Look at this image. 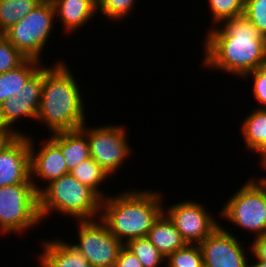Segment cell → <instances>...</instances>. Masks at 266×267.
Returning <instances> with one entry per match:
<instances>
[{"label":"cell","mask_w":266,"mask_h":267,"mask_svg":"<svg viewBox=\"0 0 266 267\" xmlns=\"http://www.w3.org/2000/svg\"><path fill=\"white\" fill-rule=\"evenodd\" d=\"M202 66L243 78L266 58V38L244 16L222 21L207 29Z\"/></svg>","instance_id":"obj_1"},{"label":"cell","mask_w":266,"mask_h":267,"mask_svg":"<svg viewBox=\"0 0 266 267\" xmlns=\"http://www.w3.org/2000/svg\"><path fill=\"white\" fill-rule=\"evenodd\" d=\"M69 66L62 59L44 66L42 98L36 121L48 126L51 134L80 129L88 120L81 86Z\"/></svg>","instance_id":"obj_2"},{"label":"cell","mask_w":266,"mask_h":267,"mask_svg":"<svg viewBox=\"0 0 266 267\" xmlns=\"http://www.w3.org/2000/svg\"><path fill=\"white\" fill-rule=\"evenodd\" d=\"M121 192L102 200L100 219L125 245L131 239L147 236L163 212L165 196L152 189L131 188Z\"/></svg>","instance_id":"obj_3"},{"label":"cell","mask_w":266,"mask_h":267,"mask_svg":"<svg viewBox=\"0 0 266 267\" xmlns=\"http://www.w3.org/2000/svg\"><path fill=\"white\" fill-rule=\"evenodd\" d=\"M38 195L42 222L54 211L59 212L60 217L73 218V221L100 218L102 199L70 173L42 186Z\"/></svg>","instance_id":"obj_4"},{"label":"cell","mask_w":266,"mask_h":267,"mask_svg":"<svg viewBox=\"0 0 266 267\" xmlns=\"http://www.w3.org/2000/svg\"><path fill=\"white\" fill-rule=\"evenodd\" d=\"M219 218L257 237L266 233V181L250 177L220 209ZM250 231V232H249Z\"/></svg>","instance_id":"obj_5"},{"label":"cell","mask_w":266,"mask_h":267,"mask_svg":"<svg viewBox=\"0 0 266 267\" xmlns=\"http://www.w3.org/2000/svg\"><path fill=\"white\" fill-rule=\"evenodd\" d=\"M38 223L39 195L33 183L0 187V235L25 234Z\"/></svg>","instance_id":"obj_6"},{"label":"cell","mask_w":266,"mask_h":267,"mask_svg":"<svg viewBox=\"0 0 266 267\" xmlns=\"http://www.w3.org/2000/svg\"><path fill=\"white\" fill-rule=\"evenodd\" d=\"M55 20L52 1L44 0L3 35L25 57L43 62L41 54L53 32L52 29L56 28Z\"/></svg>","instance_id":"obj_7"},{"label":"cell","mask_w":266,"mask_h":267,"mask_svg":"<svg viewBox=\"0 0 266 267\" xmlns=\"http://www.w3.org/2000/svg\"><path fill=\"white\" fill-rule=\"evenodd\" d=\"M91 126L85 122L80 128L87 135L91 158L110 176H115L133 152L127 128L119 124Z\"/></svg>","instance_id":"obj_8"},{"label":"cell","mask_w":266,"mask_h":267,"mask_svg":"<svg viewBox=\"0 0 266 267\" xmlns=\"http://www.w3.org/2000/svg\"><path fill=\"white\" fill-rule=\"evenodd\" d=\"M77 242L72 245L93 267H113L124 246L100 219L76 221Z\"/></svg>","instance_id":"obj_9"},{"label":"cell","mask_w":266,"mask_h":267,"mask_svg":"<svg viewBox=\"0 0 266 267\" xmlns=\"http://www.w3.org/2000/svg\"><path fill=\"white\" fill-rule=\"evenodd\" d=\"M180 201L168 207L165 205L163 211L187 244H199L220 225L218 217L208 212L204 203L191 199Z\"/></svg>","instance_id":"obj_10"},{"label":"cell","mask_w":266,"mask_h":267,"mask_svg":"<svg viewBox=\"0 0 266 267\" xmlns=\"http://www.w3.org/2000/svg\"><path fill=\"white\" fill-rule=\"evenodd\" d=\"M43 84L44 65L29 78L20 92L2 103L0 106V129L9 130L16 135H27L24 131L15 129L14 125L24 118L36 120L42 98Z\"/></svg>","instance_id":"obj_11"},{"label":"cell","mask_w":266,"mask_h":267,"mask_svg":"<svg viewBox=\"0 0 266 267\" xmlns=\"http://www.w3.org/2000/svg\"><path fill=\"white\" fill-rule=\"evenodd\" d=\"M243 243L220 224L198 244L204 267H248L250 254L246 253Z\"/></svg>","instance_id":"obj_12"},{"label":"cell","mask_w":266,"mask_h":267,"mask_svg":"<svg viewBox=\"0 0 266 267\" xmlns=\"http://www.w3.org/2000/svg\"><path fill=\"white\" fill-rule=\"evenodd\" d=\"M46 139L43 140V144L40 143L41 146L37 150L34 137L29 135L30 178L38 193L42 190L38 184L39 181L43 184L46 182V186L51 181L69 173L60 148L50 138Z\"/></svg>","instance_id":"obj_13"},{"label":"cell","mask_w":266,"mask_h":267,"mask_svg":"<svg viewBox=\"0 0 266 267\" xmlns=\"http://www.w3.org/2000/svg\"><path fill=\"white\" fill-rule=\"evenodd\" d=\"M32 183L29 135H15L0 151V187Z\"/></svg>","instance_id":"obj_14"},{"label":"cell","mask_w":266,"mask_h":267,"mask_svg":"<svg viewBox=\"0 0 266 267\" xmlns=\"http://www.w3.org/2000/svg\"><path fill=\"white\" fill-rule=\"evenodd\" d=\"M42 241V253H37L38 267H93L70 241L61 238Z\"/></svg>","instance_id":"obj_15"},{"label":"cell","mask_w":266,"mask_h":267,"mask_svg":"<svg viewBox=\"0 0 266 267\" xmlns=\"http://www.w3.org/2000/svg\"><path fill=\"white\" fill-rule=\"evenodd\" d=\"M56 22L60 21L64 32L70 35L80 27L92 22L97 14L96 0H51ZM58 20V21H57Z\"/></svg>","instance_id":"obj_16"},{"label":"cell","mask_w":266,"mask_h":267,"mask_svg":"<svg viewBox=\"0 0 266 267\" xmlns=\"http://www.w3.org/2000/svg\"><path fill=\"white\" fill-rule=\"evenodd\" d=\"M49 138L60 148L68 171L91 157L87 135L81 129L53 133Z\"/></svg>","instance_id":"obj_17"},{"label":"cell","mask_w":266,"mask_h":267,"mask_svg":"<svg viewBox=\"0 0 266 267\" xmlns=\"http://www.w3.org/2000/svg\"><path fill=\"white\" fill-rule=\"evenodd\" d=\"M241 132L245 141V149L259 154L261 163L266 158V110L255 108L244 117Z\"/></svg>","instance_id":"obj_18"},{"label":"cell","mask_w":266,"mask_h":267,"mask_svg":"<svg viewBox=\"0 0 266 267\" xmlns=\"http://www.w3.org/2000/svg\"><path fill=\"white\" fill-rule=\"evenodd\" d=\"M146 237L166 258L187 244L164 211L154 221Z\"/></svg>","instance_id":"obj_19"},{"label":"cell","mask_w":266,"mask_h":267,"mask_svg":"<svg viewBox=\"0 0 266 267\" xmlns=\"http://www.w3.org/2000/svg\"><path fill=\"white\" fill-rule=\"evenodd\" d=\"M41 63L40 60L27 58L17 68L0 74V106L23 89L29 78L43 65Z\"/></svg>","instance_id":"obj_20"},{"label":"cell","mask_w":266,"mask_h":267,"mask_svg":"<svg viewBox=\"0 0 266 267\" xmlns=\"http://www.w3.org/2000/svg\"><path fill=\"white\" fill-rule=\"evenodd\" d=\"M69 173L82 184L92 189L102 200L110 195L107 194L105 190L101 189L103 188V183L105 185L108 178L110 179V175L91 157L81 162L78 166L69 171Z\"/></svg>","instance_id":"obj_21"},{"label":"cell","mask_w":266,"mask_h":267,"mask_svg":"<svg viewBox=\"0 0 266 267\" xmlns=\"http://www.w3.org/2000/svg\"><path fill=\"white\" fill-rule=\"evenodd\" d=\"M44 0H0V34L35 9Z\"/></svg>","instance_id":"obj_22"},{"label":"cell","mask_w":266,"mask_h":267,"mask_svg":"<svg viewBox=\"0 0 266 267\" xmlns=\"http://www.w3.org/2000/svg\"><path fill=\"white\" fill-rule=\"evenodd\" d=\"M125 246L141 261L143 267H166V257L146 236L131 239Z\"/></svg>","instance_id":"obj_23"},{"label":"cell","mask_w":266,"mask_h":267,"mask_svg":"<svg viewBox=\"0 0 266 267\" xmlns=\"http://www.w3.org/2000/svg\"><path fill=\"white\" fill-rule=\"evenodd\" d=\"M213 25L243 15L245 0H207Z\"/></svg>","instance_id":"obj_24"},{"label":"cell","mask_w":266,"mask_h":267,"mask_svg":"<svg viewBox=\"0 0 266 267\" xmlns=\"http://www.w3.org/2000/svg\"><path fill=\"white\" fill-rule=\"evenodd\" d=\"M166 267H204L198 244H186L166 258Z\"/></svg>","instance_id":"obj_25"},{"label":"cell","mask_w":266,"mask_h":267,"mask_svg":"<svg viewBox=\"0 0 266 267\" xmlns=\"http://www.w3.org/2000/svg\"><path fill=\"white\" fill-rule=\"evenodd\" d=\"M137 0H96L97 13L104 15L105 20L121 21L130 16ZM102 12V13H101Z\"/></svg>","instance_id":"obj_26"},{"label":"cell","mask_w":266,"mask_h":267,"mask_svg":"<svg viewBox=\"0 0 266 267\" xmlns=\"http://www.w3.org/2000/svg\"><path fill=\"white\" fill-rule=\"evenodd\" d=\"M26 59L27 57L17 50L3 34H0V74L17 68Z\"/></svg>","instance_id":"obj_27"},{"label":"cell","mask_w":266,"mask_h":267,"mask_svg":"<svg viewBox=\"0 0 266 267\" xmlns=\"http://www.w3.org/2000/svg\"><path fill=\"white\" fill-rule=\"evenodd\" d=\"M243 15L266 38V0H245Z\"/></svg>","instance_id":"obj_28"},{"label":"cell","mask_w":266,"mask_h":267,"mask_svg":"<svg viewBox=\"0 0 266 267\" xmlns=\"http://www.w3.org/2000/svg\"><path fill=\"white\" fill-rule=\"evenodd\" d=\"M251 77L253 80L252 94L255 100L260 106L256 108L266 110V74H264L259 68L247 73L243 80Z\"/></svg>","instance_id":"obj_29"},{"label":"cell","mask_w":266,"mask_h":267,"mask_svg":"<svg viewBox=\"0 0 266 267\" xmlns=\"http://www.w3.org/2000/svg\"><path fill=\"white\" fill-rule=\"evenodd\" d=\"M113 267H143L141 261L125 245L119 252Z\"/></svg>","instance_id":"obj_30"},{"label":"cell","mask_w":266,"mask_h":267,"mask_svg":"<svg viewBox=\"0 0 266 267\" xmlns=\"http://www.w3.org/2000/svg\"><path fill=\"white\" fill-rule=\"evenodd\" d=\"M254 240L249 245L250 254L252 259H259L266 261V233L257 237H253Z\"/></svg>","instance_id":"obj_31"},{"label":"cell","mask_w":266,"mask_h":267,"mask_svg":"<svg viewBox=\"0 0 266 267\" xmlns=\"http://www.w3.org/2000/svg\"><path fill=\"white\" fill-rule=\"evenodd\" d=\"M15 135L9 130L0 129V151Z\"/></svg>","instance_id":"obj_32"},{"label":"cell","mask_w":266,"mask_h":267,"mask_svg":"<svg viewBox=\"0 0 266 267\" xmlns=\"http://www.w3.org/2000/svg\"><path fill=\"white\" fill-rule=\"evenodd\" d=\"M251 262H248V267H266V261L255 259L254 262H252L251 258L249 259Z\"/></svg>","instance_id":"obj_33"},{"label":"cell","mask_w":266,"mask_h":267,"mask_svg":"<svg viewBox=\"0 0 266 267\" xmlns=\"http://www.w3.org/2000/svg\"><path fill=\"white\" fill-rule=\"evenodd\" d=\"M259 69L266 74V58L260 63Z\"/></svg>","instance_id":"obj_34"},{"label":"cell","mask_w":266,"mask_h":267,"mask_svg":"<svg viewBox=\"0 0 266 267\" xmlns=\"http://www.w3.org/2000/svg\"><path fill=\"white\" fill-rule=\"evenodd\" d=\"M260 167L266 171V158L260 163ZM266 181V176H261Z\"/></svg>","instance_id":"obj_35"}]
</instances>
